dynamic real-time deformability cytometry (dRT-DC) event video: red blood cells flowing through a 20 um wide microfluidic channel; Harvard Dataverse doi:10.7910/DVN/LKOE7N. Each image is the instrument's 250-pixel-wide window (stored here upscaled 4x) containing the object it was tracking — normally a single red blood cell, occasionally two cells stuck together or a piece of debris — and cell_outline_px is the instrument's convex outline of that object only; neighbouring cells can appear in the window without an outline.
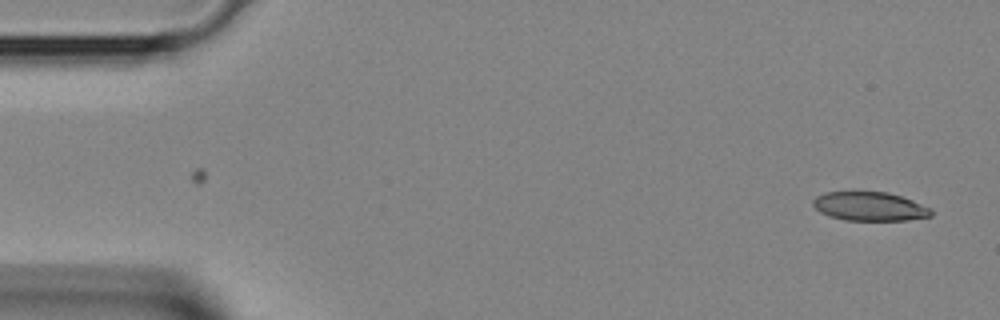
{"species": "Egyptian fruit bat (a non-hibernating species)", "species_latin": "Rousettus aegyptiacus", "temperature_condition": "room temperature", "stored_images_in_passage": 6, "camera_frame_rate_fps": 3000, "um_per_image_px": 0.085, "animal": {"sex": "female"}, "frame": {"image": 1, "passage_image": 6, "time_ms": 1.667, "image_size_px": [1000, 320], "cell_outline_px": [[932, 216], [908, 220], [844, 220], [828, 216], [820, 212], [812, 204], [812, 200], [816, 196], [824, 192], [888, 192], [912, 200], [932, 208]], "centroid_in_image_um": [73.92, 17.54], "position_along_channel_um": 11.1, "area_um2": 19.94}}